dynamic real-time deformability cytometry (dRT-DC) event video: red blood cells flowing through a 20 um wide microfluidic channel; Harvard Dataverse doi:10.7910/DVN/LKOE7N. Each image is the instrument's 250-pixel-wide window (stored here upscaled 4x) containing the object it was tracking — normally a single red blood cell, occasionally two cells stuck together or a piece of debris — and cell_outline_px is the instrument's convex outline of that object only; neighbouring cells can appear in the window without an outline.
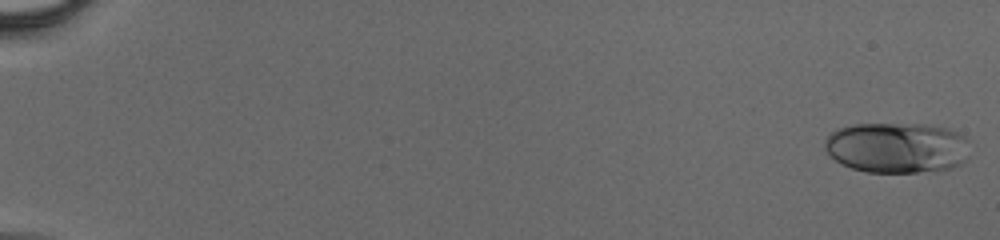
{"species": "human", "species_latin": "Homo sapiens", "temperature_condition": "cold", "stored_images_in_passage": 56, "camera_frame_rate_fps": 3000, "um_per_image_px": 0.085, "donor": {"sex": "male"}, "frame": {"image": 1, "passage_image": 1, "time_ms": 0.0, "image_size_px": [1000, 240], "cell_outline_px": [[968, 140], [964, 160], [960, 164], [952, 168], [916, 172], [868, 172], [852, 168], [840, 164], [824, 148], [824, 140], [832, 132], [840, 128], [852, 124], [924, 124], [952, 128], [964, 136]], "centroid_in_image_um": [76.23, 12.53], "position_along_channel_um": 8.8, "area_um2": 42.83}}
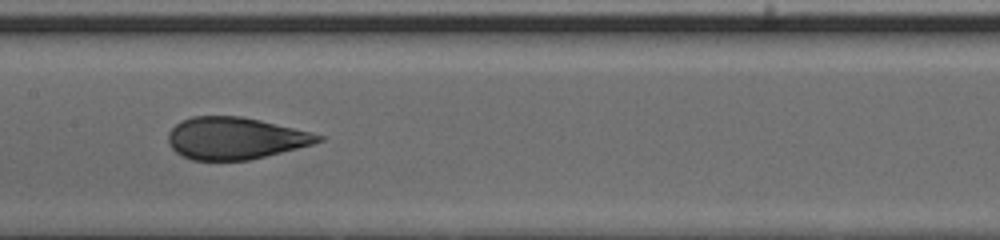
{"frame": {"image": 2, "passage_image": 31, "time_ms": 10.0, "image_size_px": [1000, 240], "cell_outline_px": [[324, 140], [312, 144], [248, 160], [192, 160], [176, 152], [168, 144], [168, 132], [180, 120], [192, 116], [240, 116], [260, 120], [324, 136]], "centroid_in_image_um": [19.93, 11.74], "position_along_channel_um": 187.5, "area_um2": 36.3}}
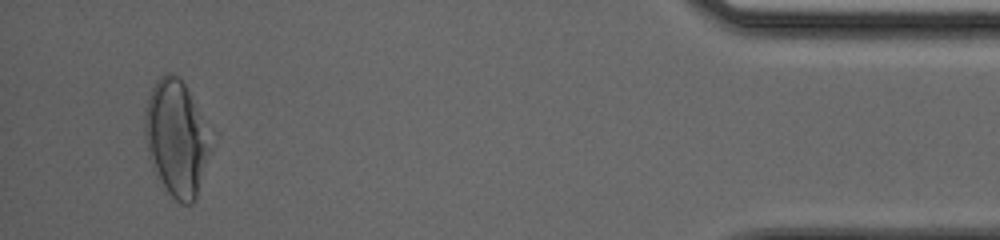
{"frame": {"image": 3, "passage_image": 54, "time_ms": 17.667, "image_size_px": [1000, 240], "cell_outline_px": [[208, 152], [196, 196], [192, 204], [180, 204], [156, 180], [148, 156], [144, 136], [144, 112], [152, 88], [156, 80], [164, 72], [172, 72], [180, 76], [188, 92], [196, 112], [208, 148]], "centroid_in_image_um": [14.84, 11.77], "position_along_channel_um": 420.4, "area_um2": 42.71}}